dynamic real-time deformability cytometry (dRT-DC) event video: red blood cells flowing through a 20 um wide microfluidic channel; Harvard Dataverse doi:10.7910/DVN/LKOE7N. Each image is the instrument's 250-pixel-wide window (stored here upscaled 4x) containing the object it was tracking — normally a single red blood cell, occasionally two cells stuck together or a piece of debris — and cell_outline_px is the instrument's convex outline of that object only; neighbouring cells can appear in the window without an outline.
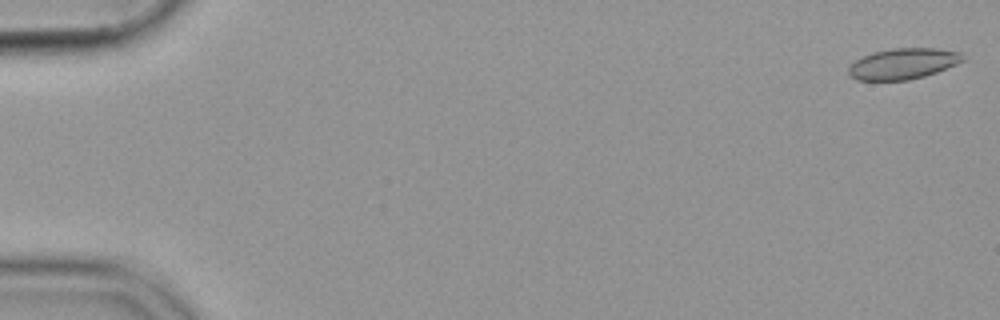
{"species": "common noctule bat (a hibernating species)", "species_latin": "Nyctalus noctula", "temperature_condition": "cold", "stored_images_in_passage": 55, "camera_frame_rate_fps": 3000, "um_per_image_px": 0.085, "animal": {"sex": "female", "body_mass_g": 19.9}, "frame": {"image": 1, "passage_image": 1, "time_ms": 0.0, "image_size_px": [1000, 320], "cell_outline_px": [[964, 60], [956, 64], [936, 72], [924, 76], [908, 80], [856, 80], [848, 76], [848, 68], [856, 60], [872, 52], [892, 48], [936, 48], [960, 52]], "centroid_in_image_um": [76.73, 5.42], "position_along_channel_um": 8.3, "area_um2": 20.46}}
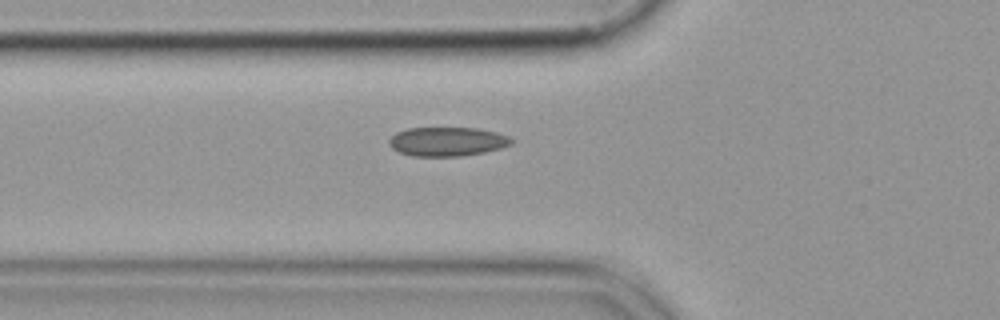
{"frame": {"image": 2, "passage_image": 20, "time_ms": 6.333, "image_size_px": [1000, 320], "cell_outline_px": [[516, 140], [512, 144], [500, 148], [484, 152], [460, 156], [412, 156], [400, 152], [392, 148], [388, 144], [388, 140], [396, 132], [408, 128], [476, 128], [496, 132], [508, 136]], "centroid_in_image_um": [38.02, 12.03], "position_along_channel_um": 87.8, "area_um2": 20.75}}
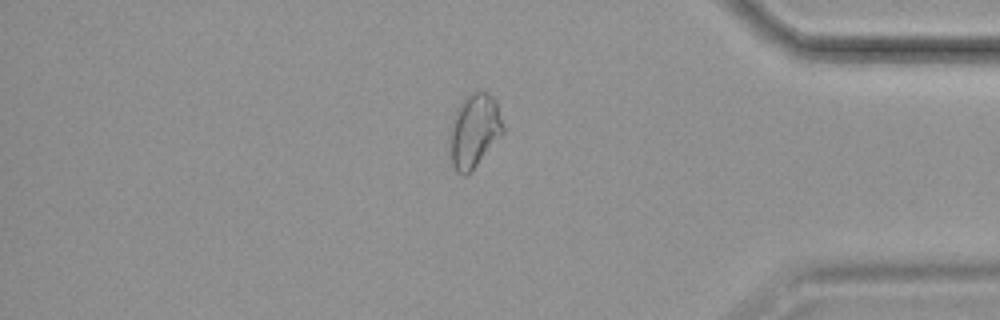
{"frame": {"image": 3, "passage_image": 47, "time_ms": 15.333, "image_size_px": [1000, 320], "cell_outline_px": [[504, 132], [476, 164], [464, 176], [456, 172], [452, 164], [448, 136], [448, 128], [452, 116], [456, 108], [464, 96], [476, 92], [488, 92], [496, 100], [504, 128]], "centroid_in_image_um": [40.26, 11.07], "position_along_channel_um": 394.9, "area_um2": 23.0}}